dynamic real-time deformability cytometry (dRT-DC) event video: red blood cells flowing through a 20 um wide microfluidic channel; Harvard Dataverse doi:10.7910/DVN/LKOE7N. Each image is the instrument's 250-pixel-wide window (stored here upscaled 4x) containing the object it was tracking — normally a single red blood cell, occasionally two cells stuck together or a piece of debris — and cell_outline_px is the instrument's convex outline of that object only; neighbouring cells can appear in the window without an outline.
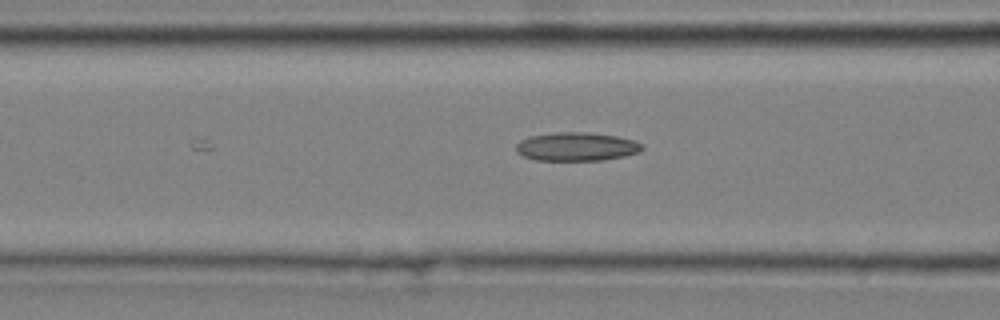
{"species": "common noctule bat (a hibernating species)", "species_latin": "Nyctalus noctula", "temperature_condition": "cold", "stored_images_in_passage": 5, "camera_frame_rate_fps": 3000, "um_per_image_px": 0.085, "animal": {"sex": "male", "body_mass_g": 20.4}, "frame": {"image": 1, "passage_image": 5, "time_ms": 1.333, "image_size_px": [1000, 320], "cell_outline_px": [[644, 148], [640, 152], [624, 156], [604, 160], [536, 160], [524, 156], [516, 152], [516, 144], [520, 140], [532, 136], [556, 132], [588, 132], [616, 136], [632, 140], [644, 144]], "centroid_in_image_um": [49.03, 12.46], "position_along_channel_um": 117.6, "area_um2": 20.98}}